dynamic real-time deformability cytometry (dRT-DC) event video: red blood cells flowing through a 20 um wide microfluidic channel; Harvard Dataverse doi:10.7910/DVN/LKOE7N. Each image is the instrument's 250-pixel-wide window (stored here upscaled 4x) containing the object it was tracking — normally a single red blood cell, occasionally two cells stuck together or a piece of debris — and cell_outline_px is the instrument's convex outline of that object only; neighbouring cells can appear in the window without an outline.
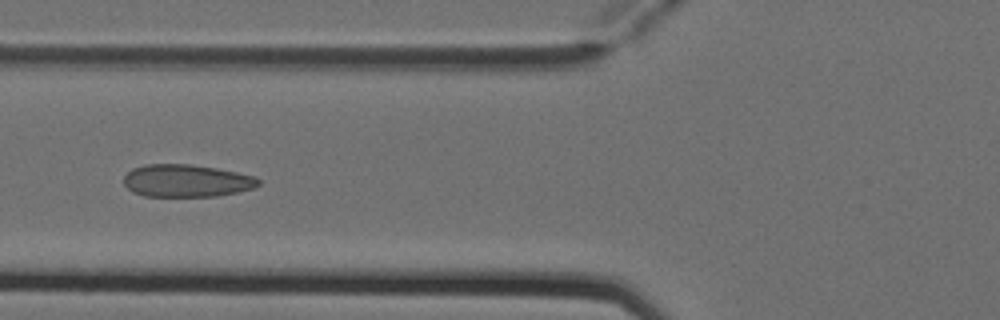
{"species": "Egyptian fruit bat (a non-hibernating species)", "species_latin": "Rousettus aegyptiacus", "temperature_condition": "cold", "stored_images_in_passage": 9, "camera_frame_rate_fps": 3000, "um_per_image_px": 0.085, "animal": {"sex": "female"}, "frame": {"image": 1, "passage_image": 6, "time_ms": 1.667, "image_size_px": [1000, 320], "cell_outline_px": [[260, 184], [256, 188], [216, 196], [144, 196], [132, 192], [124, 184], [124, 176], [132, 168], [144, 164], [188, 164], [216, 168], [236, 172], [252, 176], [260, 180]], "centroid_in_image_um": [15.83, 15.36], "position_along_channel_um": 110.0, "area_um2": 25.49}}
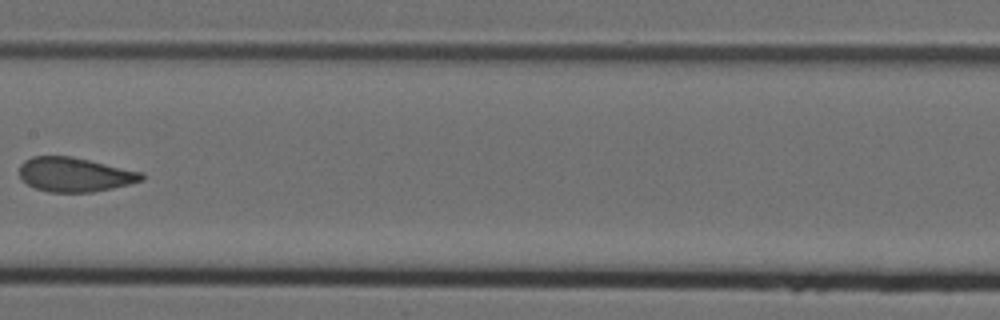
{"frame": {"image": 2, "passage_image": 8, "time_ms": 2.333, "image_size_px": [1000, 320], "cell_outline_px": [[144, 180], [112, 188], [92, 192], [48, 192], [36, 188], [28, 184], [20, 176], [20, 164], [24, 160], [32, 156], [72, 156], [144, 172]], "centroid_in_image_um": [6.37, 14.83], "position_along_channel_um": 201.0, "area_um2": 24.45}}
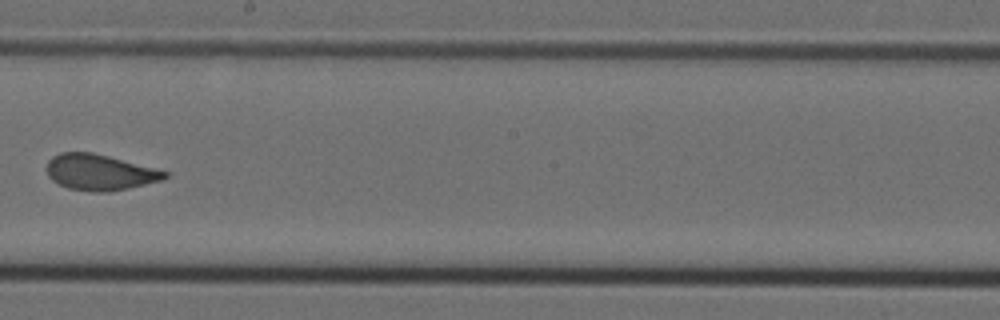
{"frame": {"image": 3, "passage_image": 9, "time_ms": 2.667, "image_size_px": [1000, 320], "cell_outline_px": [[168, 176], [164, 180], [128, 188], [108, 192], [92, 192], [68, 188], [52, 180], [48, 176], [48, 160], [52, 156], [60, 152], [92, 152], [108, 156], [168, 172]], "centroid_in_image_um": [8.47, 14.65], "position_along_channel_um": 239.7, "area_um2": 24.51}}